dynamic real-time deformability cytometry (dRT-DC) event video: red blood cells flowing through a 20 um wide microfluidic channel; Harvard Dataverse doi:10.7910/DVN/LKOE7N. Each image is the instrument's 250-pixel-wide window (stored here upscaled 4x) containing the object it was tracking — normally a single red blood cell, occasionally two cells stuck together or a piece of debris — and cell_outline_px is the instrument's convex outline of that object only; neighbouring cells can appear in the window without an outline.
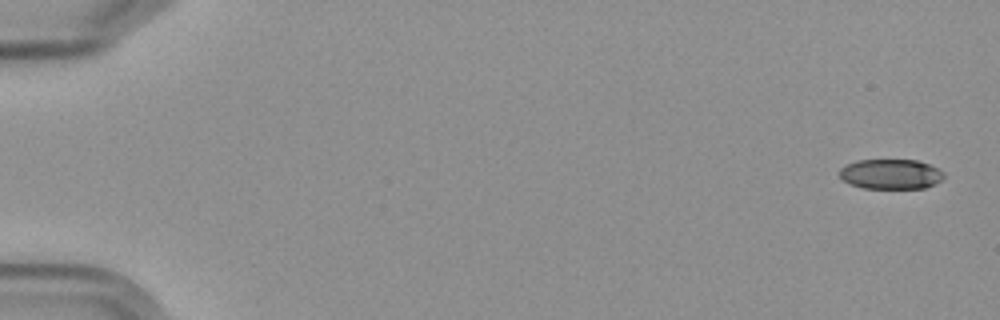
{"species": "Egyptian fruit bat (a non-hibernating species)", "species_latin": "Rousettus aegyptiacus", "temperature_condition": "cold", "stored_images_in_passage": 5, "camera_frame_rate_fps": 3000, "um_per_image_px": 0.085, "frame": {"image": 1, "passage_image": 1, "time_ms": 0.0, "image_size_px": [1000, 320], "cell_outline_px": [[944, 176], [936, 184], [924, 188], [864, 188], [852, 184], [844, 180], [840, 176], [840, 168], [856, 160], [916, 160], [928, 164], [944, 172]], "centroid_in_image_um": [75.73, 14.8], "position_along_channel_um": 9.3, "area_um2": 18.03}}